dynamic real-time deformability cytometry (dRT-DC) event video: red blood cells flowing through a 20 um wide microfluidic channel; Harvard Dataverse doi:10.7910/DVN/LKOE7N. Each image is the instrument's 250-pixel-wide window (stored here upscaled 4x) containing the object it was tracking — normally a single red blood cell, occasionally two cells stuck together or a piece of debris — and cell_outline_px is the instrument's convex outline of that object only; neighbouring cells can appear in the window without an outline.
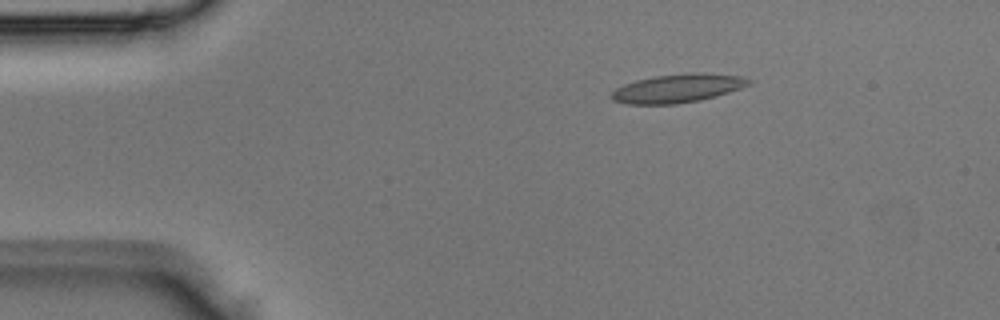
{"species": "Egyptian fruit bat (a non-hibernating species)", "species_latin": "Rousettus aegyptiacus", "temperature_condition": "room temperature", "stored_images_in_passage": 3, "camera_frame_rate_fps": 3000, "um_per_image_px": 0.085, "animal": {"sex": "male"}, "frame": {"image": 1, "passage_image": 2, "time_ms": 0.333, "image_size_px": [1000, 320], "cell_outline_px": [[752, 84], [728, 92], [700, 100], [676, 104], [628, 104], [612, 100], [612, 92], [616, 88], [624, 84], [636, 80], [656, 76], [688, 72], [704, 72], [740, 76], [752, 80]], "centroid_in_image_um": [57.62, 7.49], "position_along_channel_um": 27.4, "area_um2": 22.83}}
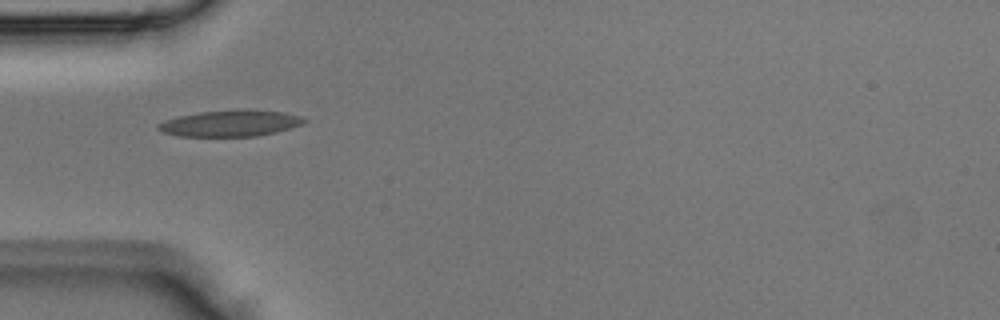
{"frame": {"image": 2, "passage_image": 3, "time_ms": 0.667, "image_size_px": [1000, 320], "cell_outline_px": [[308, 120], [304, 124], [276, 132], [256, 136], [176, 136], [164, 132], [156, 128], [156, 124], [180, 116], [200, 112], [240, 108], [284, 112], [304, 116]], "centroid_in_image_um": [19.65, 10.46], "position_along_channel_um": 65.3, "area_um2": 22.6}}